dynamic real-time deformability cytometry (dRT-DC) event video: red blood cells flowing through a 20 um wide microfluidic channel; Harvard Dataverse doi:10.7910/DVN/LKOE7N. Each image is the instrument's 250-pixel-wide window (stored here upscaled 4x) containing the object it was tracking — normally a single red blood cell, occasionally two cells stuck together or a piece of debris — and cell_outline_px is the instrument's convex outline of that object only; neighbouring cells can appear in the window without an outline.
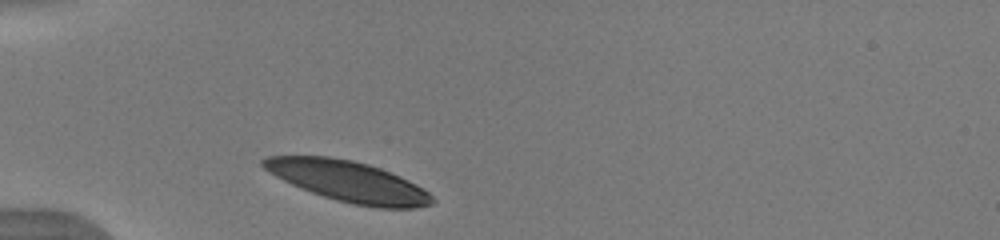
{"species": "human", "species_latin": "Homo sapiens", "temperature_condition": "warm", "stored_images_in_passage": 31, "camera_frame_rate_fps": 3000, "um_per_image_px": 0.085, "donor": {"sex": "male"}, "frame": {"image": 1, "passage_image": 1, "time_ms": 0.0, "image_size_px": [1000, 240], "cell_outline_px": [[436, 200], [432, 204], [412, 208], [376, 208], [352, 204], [336, 200], [300, 188], [268, 172], [260, 164], [260, 160], [268, 156], [332, 156], [352, 160], [368, 164], [380, 168], [400, 176], [424, 188]], "centroid_in_image_um": [29.61, 15.41], "position_along_channel_um": 55.4, "area_um2": 40.11}}
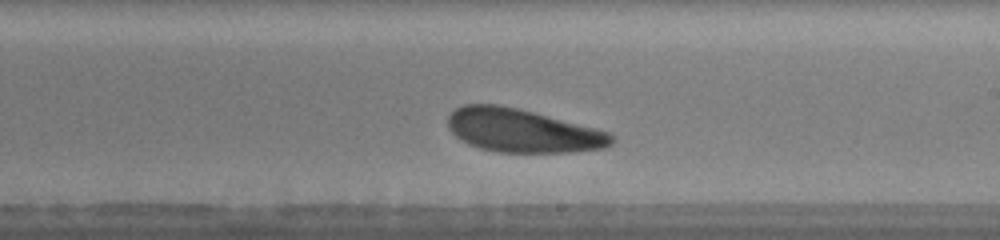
{"frame": {"image": 2, "passage_image": 17, "time_ms": 5.333, "image_size_px": [1000, 240], "cell_outline_px": [[616, 140], [612, 144], [604, 148], [572, 152], [496, 152], [480, 148], [468, 144], [456, 136], [448, 128], [448, 116], [456, 108], [464, 104], [500, 104], [596, 128], [608, 132]], "centroid_in_image_um": [44.4, 11.11], "position_along_channel_um": 244.6, "area_um2": 41.21}}
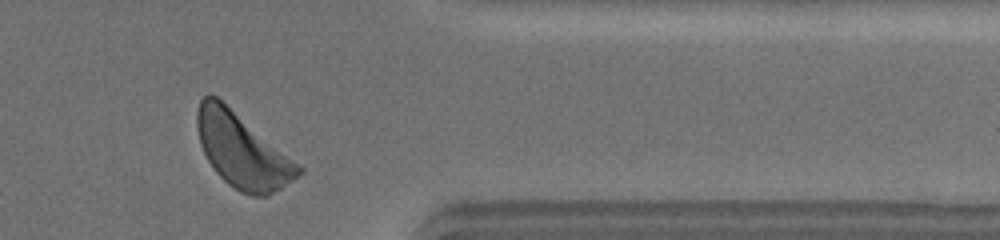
{"frame": {"image": 3, "passage_image": 29, "time_ms": 9.333, "image_size_px": [1000, 240], "cell_outline_px": [[304, 172], [268, 196], [252, 196], [240, 192], [228, 184], [216, 172], [208, 160], [200, 144], [196, 124], [196, 112], [200, 100], [208, 92], [216, 96], [300, 164], [304, 168]], "centroid_in_image_um": [20.58, 12.8], "position_along_channel_um": 390.8, "area_um2": 43.58}, "authors_computed_cell_mechanics": {"area_um2": 42.0206, "velocity_mm_per_s": 3.8756, "shape_relaxation_time_tau1_ms": 1.6056, "shape_relaxation_time_tau2_ms": 7.0084, "deformation_change_tau1": 0.0857, "deformation_change_tau2": 0.2029}}